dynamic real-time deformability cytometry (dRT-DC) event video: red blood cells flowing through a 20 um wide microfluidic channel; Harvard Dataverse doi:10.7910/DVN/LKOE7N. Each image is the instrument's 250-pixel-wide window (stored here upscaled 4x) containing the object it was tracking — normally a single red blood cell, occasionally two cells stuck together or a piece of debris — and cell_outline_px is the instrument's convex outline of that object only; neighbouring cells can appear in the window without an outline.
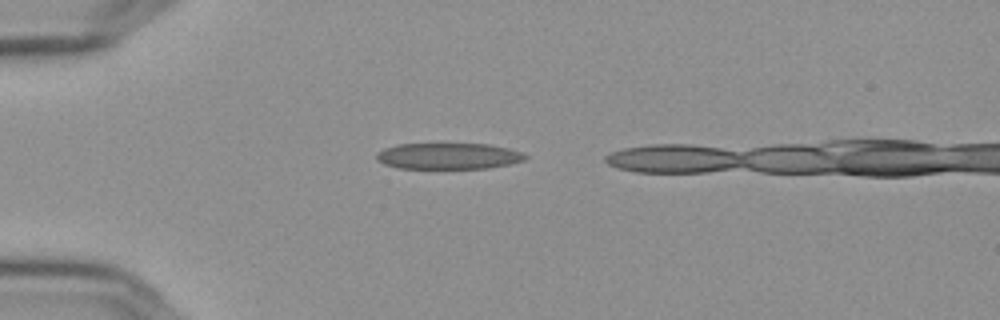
{"species": "Egyptian fruit bat (a non-hibernating species)", "species_latin": "Rousettus aegyptiacus", "temperature_condition": "cold", "stored_images_in_passage": 8, "camera_frame_rate_fps": 3000, "um_per_image_px": 0.085, "frame": {"image": 1, "passage_image": 1, "time_ms": 0.0, "image_size_px": [1000, 320], "cell_outline_px": [[528, 156], [524, 160], [508, 164], [488, 168], [400, 168], [384, 164], [376, 160], [376, 156], [384, 148], [396, 144], [488, 144], [508, 148], [520, 152]], "centroid_in_image_um": [38.1, 13.26], "position_along_channel_um": 46.9, "area_um2": 22.48}}
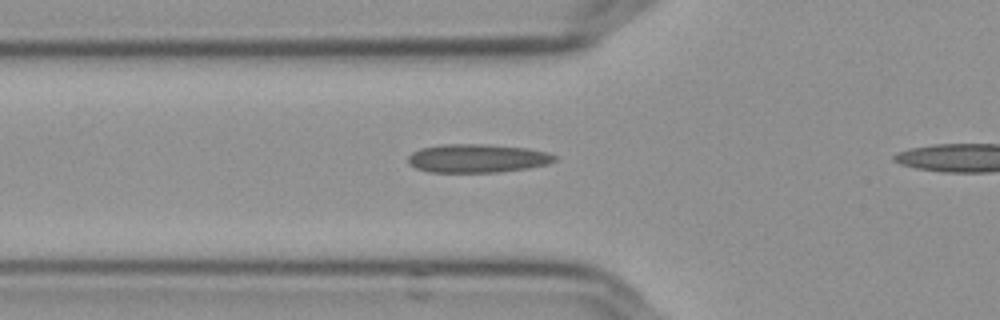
{"frame": {"image": 2, "passage_image": 6, "time_ms": 1.667, "image_size_px": [1000, 320], "cell_outline_px": [[556, 160], [548, 164], [528, 168], [500, 172], [432, 172], [416, 168], [408, 164], [408, 156], [412, 152], [420, 148], [440, 144], [488, 144], [528, 148], [548, 152], [556, 156]], "centroid_in_image_um": [40.57, 13.45], "position_along_channel_um": 85.2, "area_um2": 24.57}}